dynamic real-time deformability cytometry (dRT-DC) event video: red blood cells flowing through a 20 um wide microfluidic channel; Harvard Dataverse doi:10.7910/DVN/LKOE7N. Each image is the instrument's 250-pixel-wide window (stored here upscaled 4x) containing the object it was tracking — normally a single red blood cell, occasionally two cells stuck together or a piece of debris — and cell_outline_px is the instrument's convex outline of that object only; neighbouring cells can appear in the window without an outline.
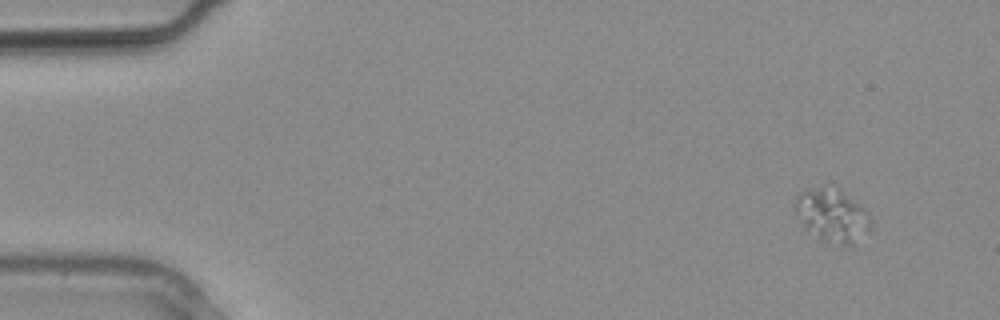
{"species": "common noctule bat (a hibernating species)", "species_latin": "Nyctalus noctula", "temperature_condition": "warm", "stored_images_in_passage": 3, "camera_frame_rate_fps": 3000, "um_per_image_px": 0.085, "animal": {"sex": "male", "body_mass_g": 20.4}, "frame": {"image": 1, "passage_image": 1, "time_ms": 0.0, "image_size_px": [1000, 320], "cell_outline_px": [[872, 228], [852, 244], [840, 244], [824, 240], [804, 228], [792, 204], [796, 196], [800, 192], [820, 188], [840, 192], [864, 208], [868, 212], [872, 220]], "centroid_in_image_um": [70.73, 18.35], "position_along_channel_um": 14.3, "area_um2": 22.48}}
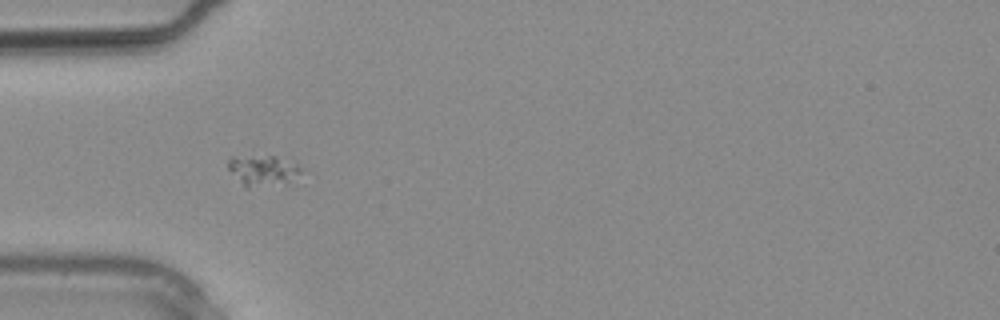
{"frame": {"image": 2, "passage_image": 3, "time_ms": 0.667, "image_size_px": [1000, 320], "cell_outline_px": [[300, 172], [288, 180], [248, 188], [244, 188], [228, 168], [228, 160], [232, 156], [252, 144], [296, 164], [300, 168]], "centroid_in_image_um": [22.15, 14.23], "position_along_channel_um": 62.9, "area_um2": 14.45}}